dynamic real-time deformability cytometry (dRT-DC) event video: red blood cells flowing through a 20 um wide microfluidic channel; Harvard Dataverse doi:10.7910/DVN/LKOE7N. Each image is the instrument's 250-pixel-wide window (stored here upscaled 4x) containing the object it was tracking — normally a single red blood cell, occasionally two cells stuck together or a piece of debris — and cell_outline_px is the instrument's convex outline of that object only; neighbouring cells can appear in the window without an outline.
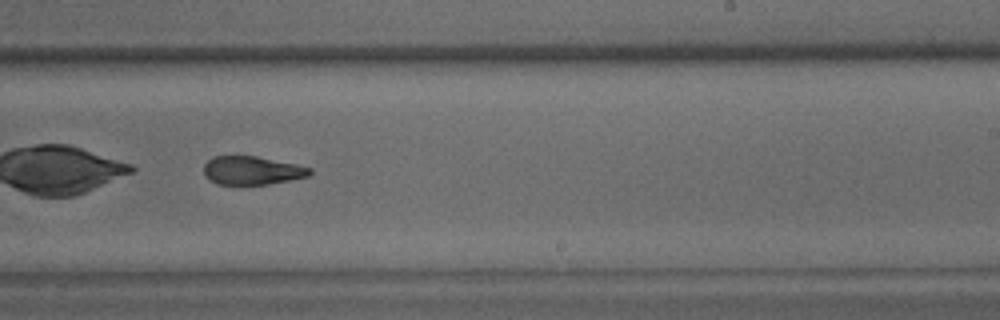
{"species": "common noctule bat (a hibernating species)", "species_latin": "Nyctalus noctula", "temperature_condition": "warm", "stored_images_in_passage": 50, "camera_frame_rate_fps": 3000, "um_per_image_px": 0.085, "animal": {"sex": "male", "body_mass_g": 15.6}, "frame": {"image": 1, "passage_image": 32, "time_ms": 10.333, "image_size_px": [1000, 320], "cell_outline_px": [[312, 172], [308, 176], [292, 180], [268, 184], [216, 184], [204, 176], [204, 164], [212, 156], [256, 156], [296, 164], [312, 168]], "centroid_in_image_um": [21.41, 14.49], "position_along_channel_um": 267.6, "area_um2": 17.63}, "authors_computed_cell_mechanics": {"area_um2": 20.3745, "velocity_mm_per_s": 3.8951, "shape_relaxation_time_tau1_ms": null, "shape_relaxation_time_tau2_ms": 3.0481, "deformation_change_tau1": null, "deformation_change_tau2": 0.103}}